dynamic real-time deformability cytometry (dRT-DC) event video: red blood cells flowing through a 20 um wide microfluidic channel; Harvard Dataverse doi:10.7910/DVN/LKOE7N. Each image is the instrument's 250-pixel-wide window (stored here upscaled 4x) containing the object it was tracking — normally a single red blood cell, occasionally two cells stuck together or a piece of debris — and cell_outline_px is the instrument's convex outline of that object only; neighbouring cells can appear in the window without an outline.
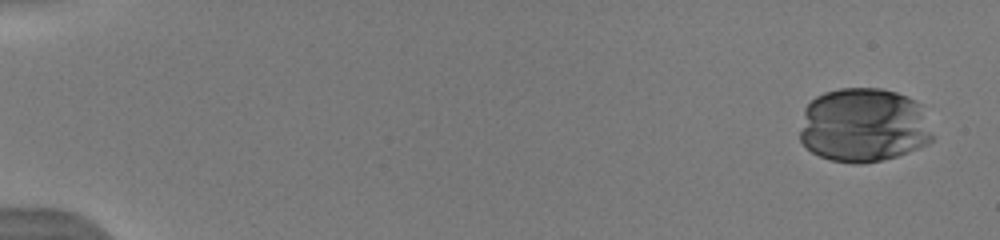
{"species": "human", "species_latin": "Homo sapiens", "temperature_condition": "warm", "stored_images_in_passage": 12, "camera_frame_rate_fps": 3000, "um_per_image_px": 0.085, "donor": {"sex": "male"}, "frame": {"image": 1, "passage_image": 1, "time_ms": 0.0, "image_size_px": [1000, 240], "cell_outline_px": [[932, 140], [928, 144], [908, 152], [884, 160], [860, 164], [856, 164], [832, 160], [820, 156], [812, 152], [800, 140], [800, 132], [804, 108], [816, 96], [824, 92], [840, 88], [880, 88], [896, 92], [908, 96], [920, 104], [932, 136]], "centroid_in_image_um": [73.39, 10.64], "position_along_channel_um": 11.6, "area_um2": 57.51}}
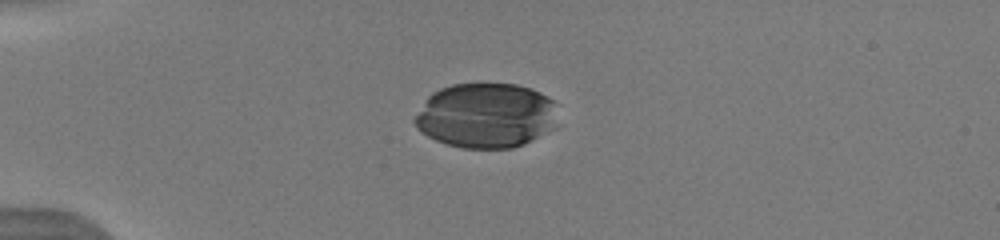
{"frame": {"image": 2, "passage_image": 7, "time_ms": 4.0, "image_size_px": [1000, 240], "cell_outline_px": [[560, 128], [524, 144], [512, 148], [460, 148], [444, 144], [420, 132], [412, 120], [424, 100], [432, 92], [440, 88], [452, 84], [480, 80], [516, 84], [540, 92], [552, 100]], "centroid_in_image_um": [41.31, 9.79], "position_along_channel_um": 43.7, "area_um2": 55.89}}